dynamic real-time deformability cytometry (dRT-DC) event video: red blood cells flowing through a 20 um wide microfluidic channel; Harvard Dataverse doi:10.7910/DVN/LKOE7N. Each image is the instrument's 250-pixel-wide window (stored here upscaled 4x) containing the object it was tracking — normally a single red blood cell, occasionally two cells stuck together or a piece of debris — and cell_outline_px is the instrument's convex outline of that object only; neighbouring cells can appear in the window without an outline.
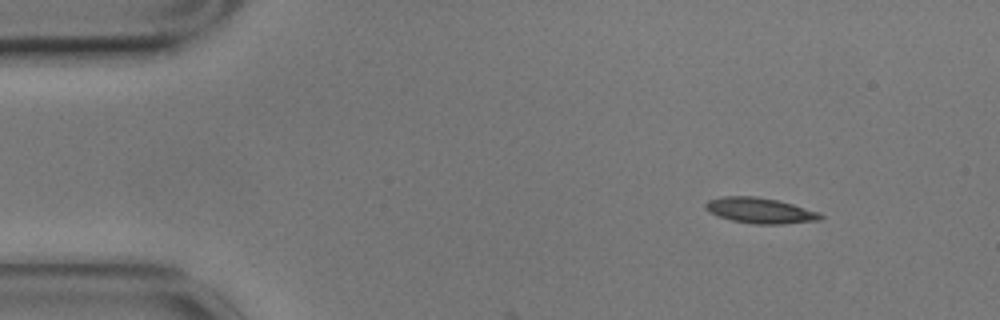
{"species": "common noctule bat (a hibernating species)", "species_latin": "Nyctalus noctula", "temperature_condition": "cold", "stored_images_in_passage": 4, "camera_frame_rate_fps": 3000, "um_per_image_px": 0.085, "animal": {"sex": "male", "body_mass_g": 17.9}, "frame": {"image": 1, "passage_image": 1, "time_ms": 0.0, "image_size_px": [1000, 320], "cell_outline_px": [[824, 216], [820, 220], [780, 224], [752, 224], [732, 220], [708, 212], [704, 208], [704, 204], [708, 200], [720, 196], [756, 196], [776, 200], [792, 204], [820, 212]], "centroid_in_image_um": [64.58, 17.89], "position_along_channel_um": 20.4, "area_um2": 17.17}}